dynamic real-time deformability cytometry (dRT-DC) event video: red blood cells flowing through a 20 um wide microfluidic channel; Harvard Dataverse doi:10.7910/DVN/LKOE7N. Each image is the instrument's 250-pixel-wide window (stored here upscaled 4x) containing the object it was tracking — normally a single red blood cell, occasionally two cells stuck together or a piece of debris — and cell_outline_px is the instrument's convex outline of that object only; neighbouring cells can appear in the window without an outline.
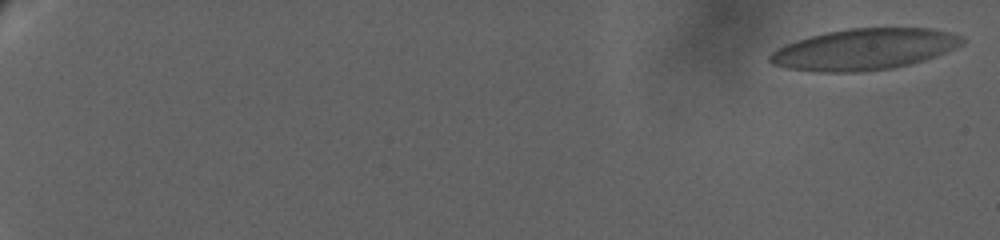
{"species": "human", "species_latin": "Homo sapiens", "temperature_condition": "warm", "stored_images_in_passage": 70, "camera_frame_rate_fps": 3000, "um_per_image_px": 0.085, "donor": {"sex": "female"}, "frame": {"image": 1, "passage_image": 1, "time_ms": 0.0, "image_size_px": [1000, 240], "cell_outline_px": [[964, 44], [936, 56], [924, 60], [892, 68], [856, 72], [820, 72], [788, 68], [772, 64], [768, 60], [768, 56], [776, 48], [796, 40], [828, 32], [848, 28], [932, 28], [964, 36]], "centroid_in_image_um": [73.47, 4.19], "position_along_channel_um": 11.5, "area_um2": 46.07}}
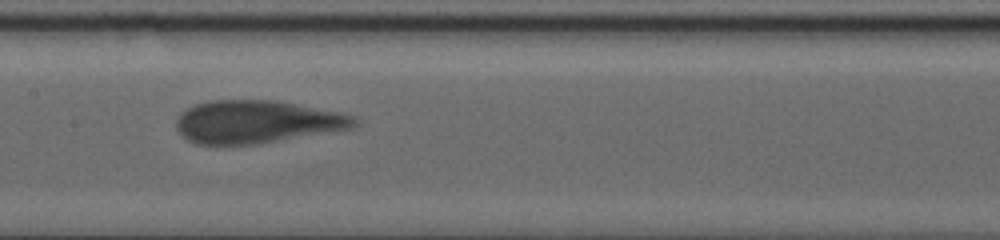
{"frame": {"image": 2, "passage_image": 40, "time_ms": 15.333, "image_size_px": [1000, 240], "cell_outline_px": [[356, 124], [352, 128], [256, 144], [196, 144], [180, 136], [176, 128], [176, 116], [180, 112], [192, 104], [208, 100], [276, 100], [356, 116]], "centroid_in_image_um": [21.72, 10.34], "position_along_channel_um": 185.7, "area_um2": 44.39}}
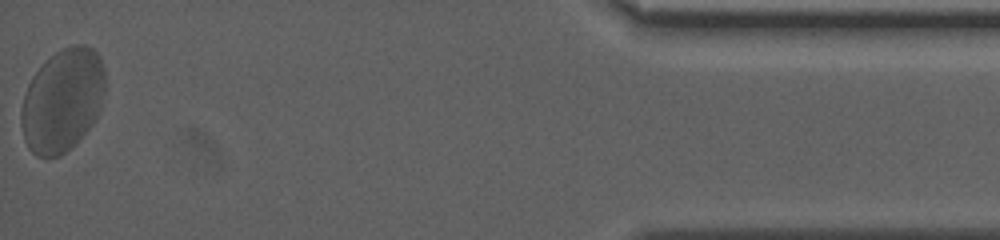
{"frame": {"image": 3, "passage_image": 70, "time_ms": 26.667, "image_size_px": [1000, 240], "cell_outline_px": [[104, 92], [100, 108], [92, 124], [60, 156], [36, 156], [28, 148], [24, 140], [20, 124], [20, 112], [24, 96], [28, 84], [32, 76], [56, 52], [72, 44], [84, 44], [92, 48], [100, 56], [104, 68]], "centroid_in_image_um": [5.29, 8.51], "position_along_channel_um": 429.9, "area_um2": 49.94}, "authors_computed_cell_mechanics": {"area_um2": 44.506, "velocity_mm_per_s": 2.7075, "shape_relaxation_time_tau1_ms": 6.1387, "shape_relaxation_time_tau2_ms": null, "deformation_change_tau1": 0.1481, "deformation_change_tau2": null}}